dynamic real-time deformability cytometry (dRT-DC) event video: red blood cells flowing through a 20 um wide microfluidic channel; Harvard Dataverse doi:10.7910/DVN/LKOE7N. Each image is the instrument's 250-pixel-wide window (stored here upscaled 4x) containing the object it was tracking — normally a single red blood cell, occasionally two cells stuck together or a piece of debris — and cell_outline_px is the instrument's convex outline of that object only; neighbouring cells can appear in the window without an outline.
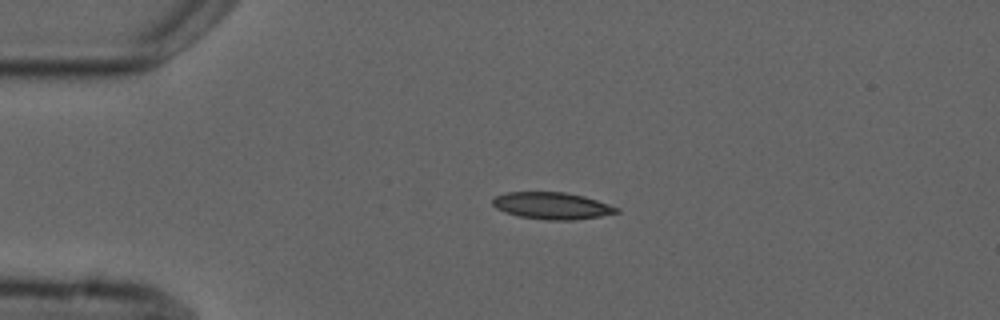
{"species": "common noctule bat (a hibernating species)", "species_latin": "Nyctalus noctula", "temperature_condition": "cold", "stored_images_in_passage": 4, "camera_frame_rate_fps": 3000, "um_per_image_px": 0.085, "animal": {"sex": "male", "forearm_length_mm": 52.5}, "frame": {"image": 1, "passage_image": 3, "time_ms": 2.333, "image_size_px": [1000, 320], "cell_outline_px": [[620, 212], [600, 216], [572, 220], [548, 220], [520, 216], [504, 212], [496, 208], [492, 204], [492, 200], [496, 196], [508, 192], [564, 192], [584, 196], [620, 208]], "centroid_in_image_um": [46.92, 17.49], "position_along_channel_um": 38.1, "area_um2": 19.31}}